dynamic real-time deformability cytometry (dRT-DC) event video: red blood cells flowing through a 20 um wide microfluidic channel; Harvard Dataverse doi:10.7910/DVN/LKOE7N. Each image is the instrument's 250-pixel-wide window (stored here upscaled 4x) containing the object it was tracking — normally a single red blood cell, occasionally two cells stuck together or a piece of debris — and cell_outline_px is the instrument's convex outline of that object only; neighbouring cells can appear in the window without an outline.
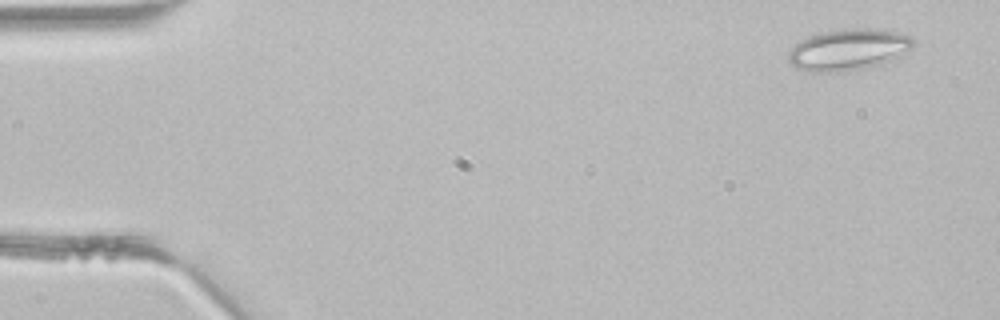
{"species": "common noctule bat (a hibernating species)", "species_latin": "Nyctalus noctula", "temperature_condition": "room temperature", "stored_images_in_passage": 3, "camera_frame_rate_fps": 3000, "um_per_image_px": 0.085, "animal": {"sex": "male", "body_mass_g": 21.5, "forearm_length_mm": 52.0}, "frame": {"image": 1, "passage_image": 1, "time_ms": 0.0, "image_size_px": [1000, 320], "cell_outline_px": [[916, 44], [892, 60], [880, 64], [864, 68], [840, 72], [812, 72], [796, 68], [788, 64], [788, 52], [800, 40], [820, 32], [844, 28], [884, 28], [912, 36], [916, 40]], "centroid_in_image_um": [72.12, 4.2], "position_along_channel_um": 12.9, "area_um2": 30.58}}